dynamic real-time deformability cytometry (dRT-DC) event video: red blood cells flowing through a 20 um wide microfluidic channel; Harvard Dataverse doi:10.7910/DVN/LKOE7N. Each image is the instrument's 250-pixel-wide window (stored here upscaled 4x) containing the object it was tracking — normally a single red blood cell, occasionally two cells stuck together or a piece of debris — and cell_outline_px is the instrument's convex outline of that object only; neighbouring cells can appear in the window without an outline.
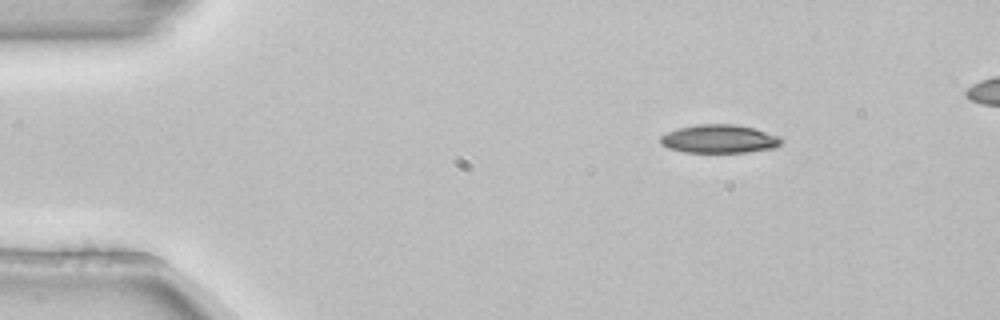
{"species": "common noctule bat (a hibernating species)", "species_latin": "Nyctalus noctula", "temperature_condition": "room temperature", "stored_images_in_passage": 4, "camera_frame_rate_fps": 3000, "um_per_image_px": 0.085, "animal": {"sex": "female", "body_mass_g": 22.7, "forearm_length_mm": 54.2}, "frame": {"image": 1, "passage_image": 1, "time_ms": 0.0, "image_size_px": [1000, 320], "cell_outline_px": [[784, 140], [776, 148], [748, 152], [684, 152], [668, 148], [660, 144], [660, 136], [676, 128], [696, 124], [732, 124], [752, 128], [780, 136]], "centroid_in_image_um": [61.13, 11.81], "position_along_channel_um": 23.9, "area_um2": 20.11}}